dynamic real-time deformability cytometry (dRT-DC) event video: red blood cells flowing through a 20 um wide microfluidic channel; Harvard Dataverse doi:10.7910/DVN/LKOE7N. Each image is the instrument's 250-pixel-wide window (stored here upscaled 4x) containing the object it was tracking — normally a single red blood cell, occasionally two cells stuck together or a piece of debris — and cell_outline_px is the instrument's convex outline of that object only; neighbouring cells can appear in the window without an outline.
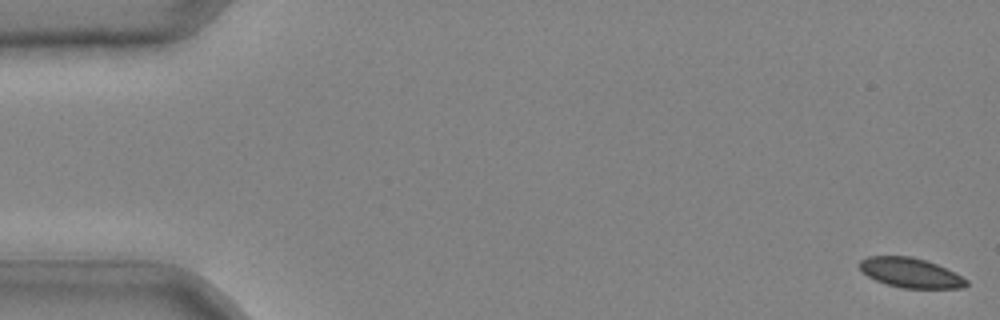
{"species": "common noctule bat (a hibernating species)", "species_latin": "Nyctalus noctula", "temperature_condition": "cold", "stored_images_in_passage": 42, "camera_frame_rate_fps": 3000, "um_per_image_px": 0.085, "animal": {"sex": "male", "body_mass_g": 20.4}, "frame": {"image": 1, "passage_image": 1, "time_ms": 0.0, "image_size_px": [1000, 320], "cell_outline_px": [[968, 284], [964, 288], [900, 288], [876, 280], [868, 276], [860, 268], [860, 260], [868, 256], [912, 256], [936, 264], [956, 272], [968, 280]], "centroid_in_image_um": [77.43, 23.19], "position_along_channel_um": 7.6, "area_um2": 18.44}}
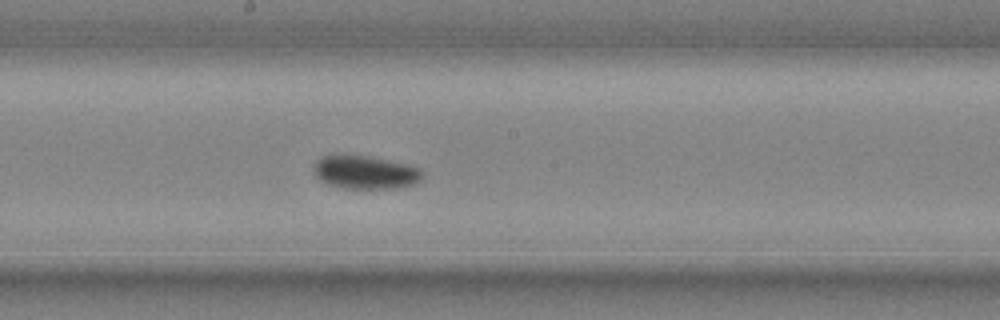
{"frame": {"image": 2, "passage_image": 24, "time_ms": 7.667, "image_size_px": [1000, 320], "cell_outline_px": [[424, 176], [416, 184], [396, 188], [344, 188], [328, 184], [320, 180], [316, 176], [312, 168], [312, 164], [320, 156], [368, 156], [408, 164], [420, 168]], "centroid_in_image_um": [31.05, 14.65], "position_along_channel_um": 217.2, "area_um2": 21.1}}
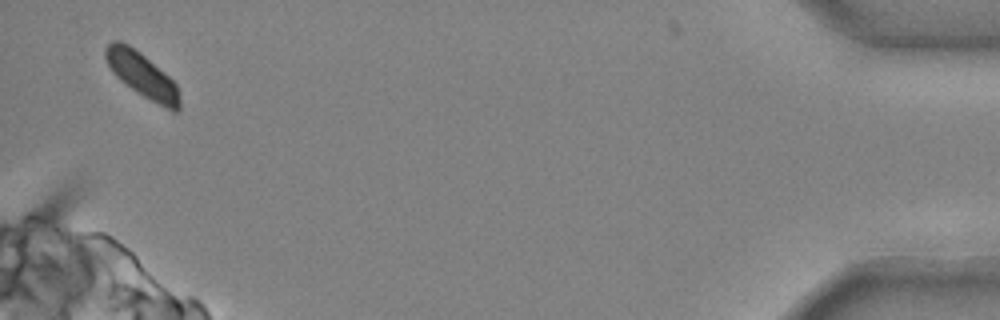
{"frame": {"image": 3, "passage_image": 42, "time_ms": 13.667, "image_size_px": [1000, 320], "cell_outline_px": [[180, 108], [176, 112], [172, 112], [144, 96], [120, 80], [112, 72], [104, 56], [104, 48], [112, 40], [120, 40], [128, 44], [140, 52], [168, 76], [176, 84], [180, 96]], "centroid_in_image_um": [12.07, 6.36], "position_along_channel_um": 423.1, "area_um2": 19.19}}